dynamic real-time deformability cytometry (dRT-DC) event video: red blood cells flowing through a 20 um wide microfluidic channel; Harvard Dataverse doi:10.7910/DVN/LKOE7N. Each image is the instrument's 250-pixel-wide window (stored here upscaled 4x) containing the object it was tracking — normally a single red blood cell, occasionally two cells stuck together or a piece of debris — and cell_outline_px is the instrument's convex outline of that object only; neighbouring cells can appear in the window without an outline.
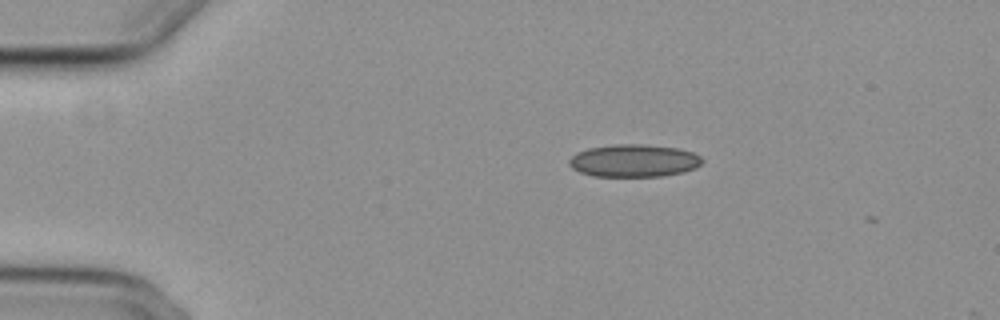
{"species": "common noctule bat (a hibernating species)", "species_latin": "Nyctalus noctula", "temperature_condition": "cold", "stored_images_in_passage": 43, "camera_frame_rate_fps": 3000, "um_per_image_px": 0.085, "animal": {"sex": "female", "body_mass_g": 29.2, "forearm_length_mm": 56.3}, "frame": {"image": 1, "passage_image": 1, "time_ms": 0.0, "image_size_px": [1000, 320], "cell_outline_px": [[704, 160], [696, 168], [684, 172], [664, 176], [592, 176], [580, 172], [572, 168], [568, 164], [568, 160], [576, 152], [588, 148], [616, 144], [640, 144], [676, 148], [692, 152], [700, 156]], "centroid_in_image_um": [53.87, 13.66], "position_along_channel_um": 31.1, "area_um2": 25.32}}
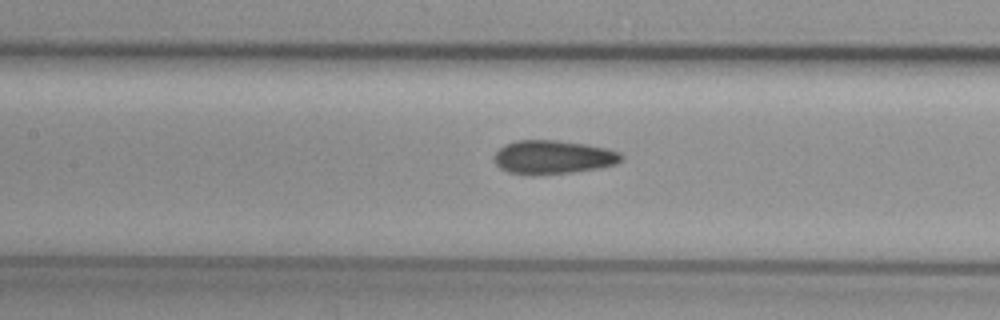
{"frame": {"image": 2, "passage_image": 16, "time_ms": 5.0, "image_size_px": [1000, 320], "cell_outline_px": [[624, 160], [616, 164], [600, 168], [572, 172], [532, 176], [528, 176], [508, 172], [500, 168], [492, 160], [492, 156], [504, 144], [516, 140], [556, 140], [588, 144], [608, 148], [620, 152], [624, 156]], "centroid_in_image_um": [47.01, 13.36], "position_along_channel_um": 160.4, "area_um2": 25.61}}
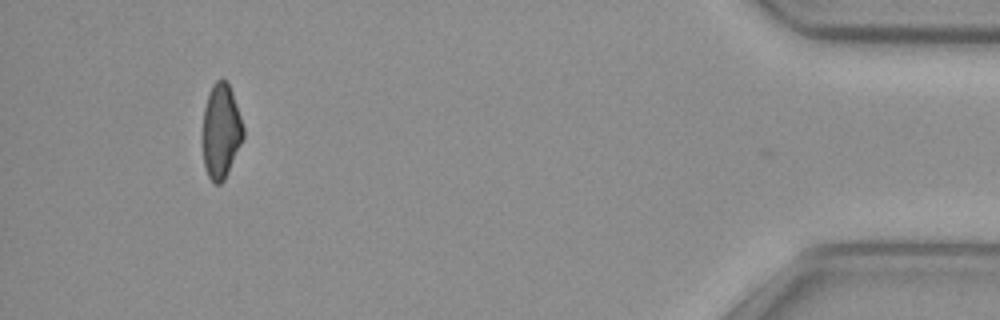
{"frame": {"image": 3, "passage_image": 42, "time_ms": 13.667, "image_size_px": [1000, 320], "cell_outline_px": [[244, 136], [228, 172], [224, 180], [220, 184], [216, 184], [208, 176], [204, 164], [200, 140], [200, 136], [204, 108], [208, 92], [212, 84], [216, 80], [228, 80], [244, 128]], "centroid_in_image_um": [18.74, 11.13], "position_along_channel_um": 416.5, "area_um2": 22.89}, "authors_computed_cell_mechanics": {"area_um2": 24.6228, "velocity_mm_per_s": 3.743, "shape_relaxation_time_tau1_ms": null, "shape_relaxation_time_tau2_ms": 2.2055, "deformation_change_tau1": null, "deformation_change_tau2": 0.0801}}